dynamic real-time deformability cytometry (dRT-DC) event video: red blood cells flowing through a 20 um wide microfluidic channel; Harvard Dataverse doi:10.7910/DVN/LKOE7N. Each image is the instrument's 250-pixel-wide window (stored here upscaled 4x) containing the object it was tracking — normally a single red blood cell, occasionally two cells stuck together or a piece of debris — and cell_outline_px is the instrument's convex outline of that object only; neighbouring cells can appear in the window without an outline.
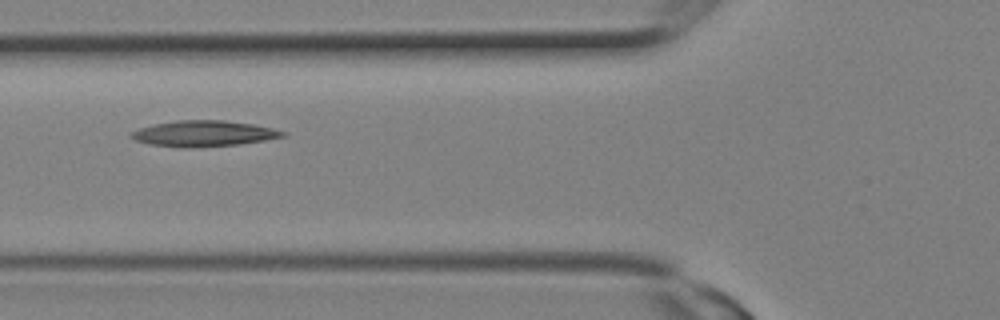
{"species": "Egyptian fruit bat (a non-hibernating species)", "species_latin": "Rousettus aegyptiacus", "temperature_condition": "room temperature", "stored_images_in_passage": 10, "camera_frame_rate_fps": 3000, "um_per_image_px": 0.085, "animal": {"sex": "female"}, "frame": {"image": 1, "passage_image": 9, "time_ms": 2.667, "image_size_px": [1000, 320], "cell_outline_px": [[288, 136], [240, 144], [192, 148], [180, 148], [148, 144], [136, 140], [128, 136], [132, 132], [140, 128], [156, 124], [176, 120], [224, 120], [252, 124], [272, 128], [288, 132]], "centroid_in_image_um": [17.34, 11.36], "position_along_channel_um": 108.5, "area_um2": 22.95}}